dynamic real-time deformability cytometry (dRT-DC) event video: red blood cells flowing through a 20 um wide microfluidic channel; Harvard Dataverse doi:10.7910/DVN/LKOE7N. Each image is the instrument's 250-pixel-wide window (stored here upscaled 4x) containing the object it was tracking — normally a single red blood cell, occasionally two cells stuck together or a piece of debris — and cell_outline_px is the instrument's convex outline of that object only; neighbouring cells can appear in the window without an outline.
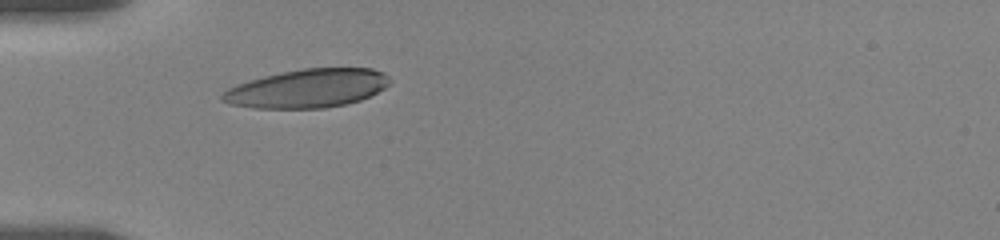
{"species": "human", "species_latin": "Homo sapiens", "temperature_condition": "room temperature", "stored_images_in_passage": 30, "camera_frame_rate_fps": 3000, "um_per_image_px": 0.085, "donor": {"sex": "female"}, "frame": {"image": 1, "passage_image": 1, "time_ms": 0.0, "image_size_px": [1000, 240], "cell_outline_px": [[392, 80], [384, 88], [360, 100], [344, 104], [324, 108], [252, 108], [232, 104], [220, 100], [220, 96], [228, 88], [236, 84], [264, 76], [304, 68], [372, 68], [384, 72]], "centroid_in_image_um": [26.13, 7.51], "position_along_channel_um": 58.9, "area_um2": 37.45}}
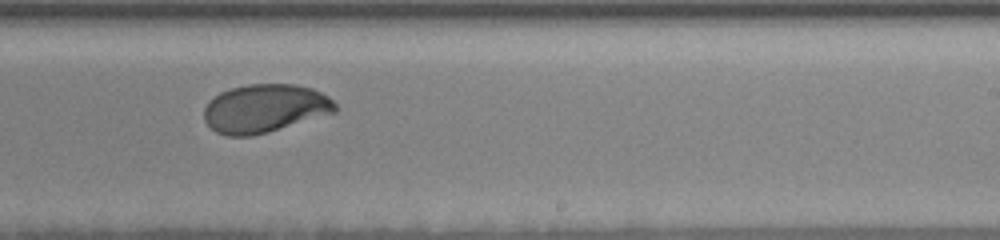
{"frame": {"image": 2, "passage_image": 16, "time_ms": 6.0, "image_size_px": [1000, 240], "cell_outline_px": [[336, 112], [268, 132], [252, 136], [228, 136], [216, 132], [204, 120], [204, 108], [220, 92], [232, 88], [248, 84], [296, 84], [312, 88], [328, 96], [336, 104]], "centroid_in_image_um": [22.52, 9.22], "position_along_channel_um": 266.5, "area_um2": 36.76}}
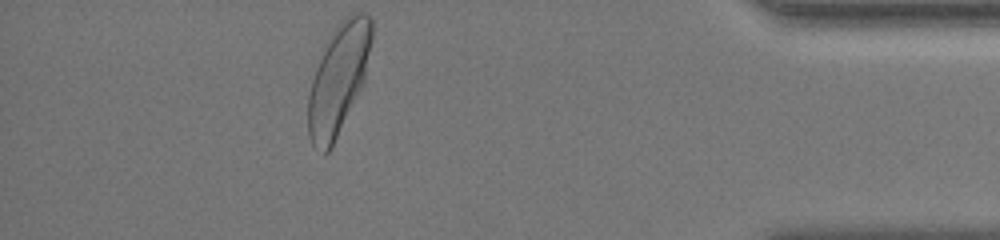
{"frame": {"image": 3, "passage_image": 30, "time_ms": 11.0, "image_size_px": [1000, 240], "cell_outline_px": [[372, 40], [364, 80], [328, 152], [324, 156], [312, 144], [308, 136], [308, 96], [312, 80], [316, 68], [328, 40], [336, 28], [352, 12], [364, 12], [372, 16]], "centroid_in_image_um": [28.77, 6.7], "position_along_channel_um": 406.4, "area_um2": 39.65}, "authors_computed_cell_mechanics": {"area_um2": 37.1365, "velocity_mm_per_s": 3.5799, "shape_relaxation_time_tau1_ms": 3.137, "shape_relaxation_time_tau2_ms": null, "deformation_change_tau1": 0.1479, "deformation_change_tau2": null}}